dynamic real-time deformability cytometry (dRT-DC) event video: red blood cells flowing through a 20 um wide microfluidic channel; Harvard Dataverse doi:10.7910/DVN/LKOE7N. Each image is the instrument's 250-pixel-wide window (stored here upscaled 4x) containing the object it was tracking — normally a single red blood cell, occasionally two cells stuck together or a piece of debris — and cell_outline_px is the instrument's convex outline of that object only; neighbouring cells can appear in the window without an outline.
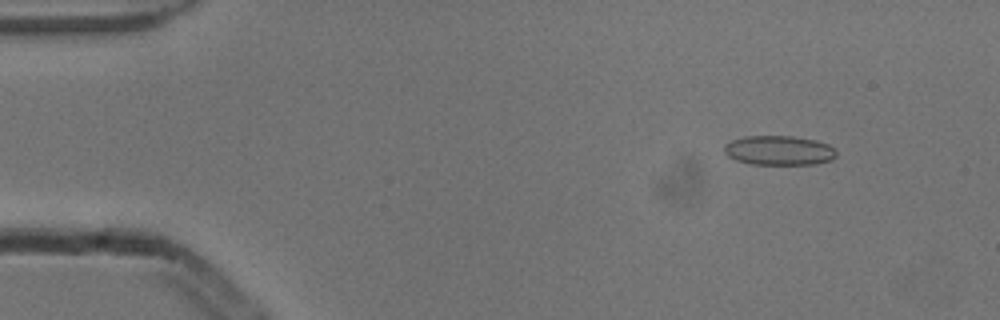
{"species": "common noctule bat (a hibernating species)", "species_latin": "Nyctalus noctula", "temperature_condition": "cold", "stored_images_in_passage": 4, "camera_frame_rate_fps": 3000, "um_per_image_px": 0.085, "animal": {"sex": "male", "body_mass_g": 13.3}, "frame": {"image": 1, "passage_image": 1, "time_ms": 0.0, "image_size_px": [1000, 320], "cell_outline_px": [[836, 156], [832, 160], [812, 164], [752, 164], [736, 160], [728, 156], [724, 152], [724, 144], [732, 140], [744, 136], [792, 136], [816, 140], [828, 144], [836, 148]], "centroid_in_image_um": [66.22, 12.78], "position_along_channel_um": 18.8, "area_um2": 19.36}}
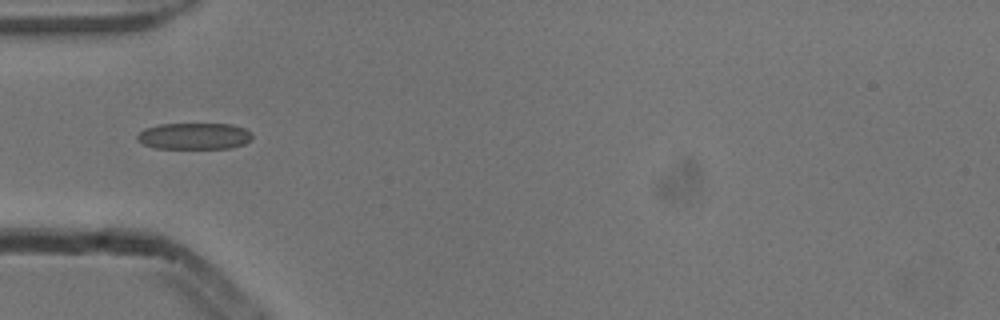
{"frame": {"image": 2, "passage_image": 4, "time_ms": 1.0, "image_size_px": [1000, 320], "cell_outline_px": [[252, 140], [244, 144], [232, 148], [156, 148], [144, 144], [136, 140], [136, 136], [144, 128], [160, 124], [232, 124], [244, 128], [252, 132]], "centroid_in_image_um": [16.53, 11.57], "position_along_channel_um": 68.5, "area_um2": 17.86}}